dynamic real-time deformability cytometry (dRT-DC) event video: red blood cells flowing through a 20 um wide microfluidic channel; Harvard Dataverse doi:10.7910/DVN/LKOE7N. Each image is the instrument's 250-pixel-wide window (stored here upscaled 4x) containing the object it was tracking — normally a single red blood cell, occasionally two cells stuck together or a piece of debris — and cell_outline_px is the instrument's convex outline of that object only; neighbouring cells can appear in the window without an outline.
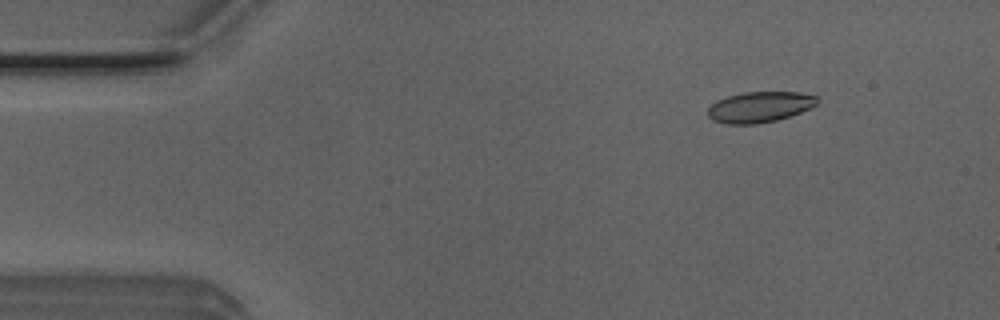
{"species": "Egyptian fruit bat (a non-hibernating species)", "species_latin": "Rousettus aegyptiacus", "temperature_condition": "room temperature", "stored_images_in_passage": 53, "camera_frame_rate_fps": 3000, "um_per_image_px": 0.085, "animal": {"sex": "male"}, "frame": {"image": 1, "passage_image": 7, "time_ms": 2.0, "image_size_px": [1000, 320], "cell_outline_px": [[820, 100], [816, 104], [800, 112], [776, 120], [756, 124], [724, 124], [712, 120], [708, 116], [708, 108], [716, 100], [728, 96], [744, 92], [796, 92], [816, 96]], "centroid_in_image_um": [64.53, 9.09], "position_along_channel_um": 20.5, "area_um2": 19.48}}
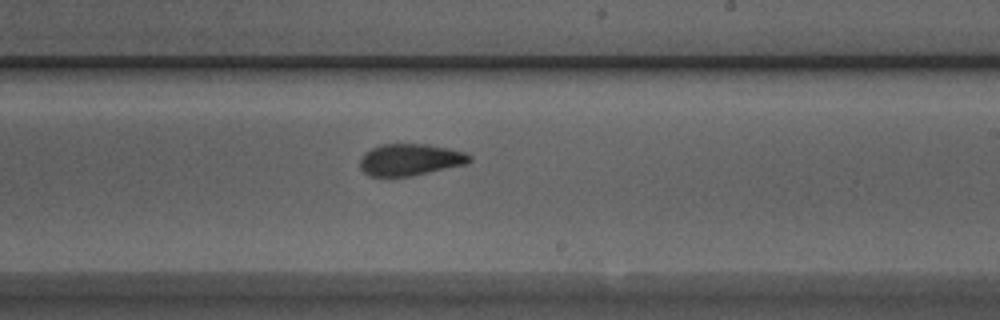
{"frame": {"image": 2, "passage_image": 31, "time_ms": 10.0, "image_size_px": [1000, 320], "cell_outline_px": [[472, 160], [468, 164], [412, 176], [368, 176], [360, 168], [360, 160], [364, 152], [380, 144], [428, 144], [468, 152], [472, 156]], "centroid_in_image_um": [34.9, 13.57], "position_along_channel_um": 254.1, "area_um2": 20.58}}
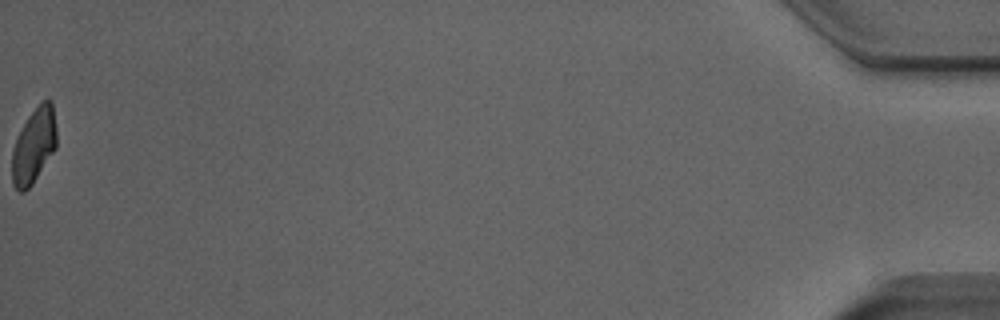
{"frame": {"image": 3, "passage_image": 53, "time_ms": 17.333, "image_size_px": [1000, 320], "cell_outline_px": [[56, 148], [32, 184], [24, 192], [20, 192], [12, 184], [12, 148], [28, 116], [40, 100], [52, 100], [56, 128]], "centroid_in_image_um": [2.88, 12.36], "position_along_channel_um": 432.3, "area_um2": 19.48}, "authors_computed_cell_mechanics": {"area_um2": 20.5768, "velocity_mm_per_s": 3.9159, "shape_relaxation_time_tau1_ms": 6.789, "shape_relaxation_time_tau2_ms": 1.7096, "deformation_change_tau1": 0.1775, "deformation_change_tau2": 0.0904}}